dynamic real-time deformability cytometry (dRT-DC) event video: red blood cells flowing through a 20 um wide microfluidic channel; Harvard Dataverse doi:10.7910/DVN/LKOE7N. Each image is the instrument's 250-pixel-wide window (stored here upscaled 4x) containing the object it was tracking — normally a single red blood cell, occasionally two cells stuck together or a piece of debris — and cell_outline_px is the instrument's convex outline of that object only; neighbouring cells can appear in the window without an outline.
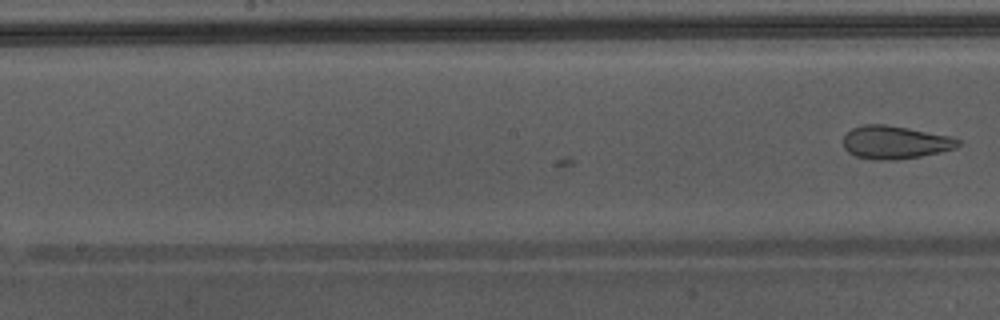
{"species": "Egyptian fruit bat (a non-hibernating species)", "species_latin": "Rousettus aegyptiacus", "temperature_condition": "warm", "stored_images_in_passage": 25, "camera_frame_rate_fps": 3000, "um_per_image_px": 0.085, "animal": {"sex": "male"}, "frame": {"image": 1, "passage_image": 25, "time_ms": 8.0, "image_size_px": [1000, 320], "cell_outline_px": [[960, 144], [956, 148], [940, 152], [920, 156], [896, 160], [876, 160], [856, 156], [848, 152], [844, 148], [844, 136], [852, 128], [864, 124], [884, 124], [908, 128], [948, 136], [960, 140]], "centroid_in_image_um": [76.06, 12.1], "position_along_channel_um": 172.1, "area_um2": 21.96}}